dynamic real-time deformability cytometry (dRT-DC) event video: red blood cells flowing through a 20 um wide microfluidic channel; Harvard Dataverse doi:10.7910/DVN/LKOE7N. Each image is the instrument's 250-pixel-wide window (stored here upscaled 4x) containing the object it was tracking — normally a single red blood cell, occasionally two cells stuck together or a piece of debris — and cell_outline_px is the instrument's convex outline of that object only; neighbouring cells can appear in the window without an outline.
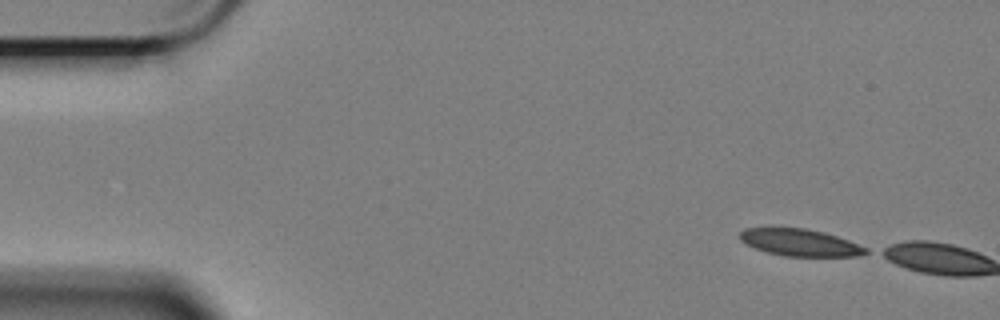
{"species": "Egyptian fruit bat (a non-hibernating species)", "species_latin": "Rousettus aegyptiacus", "temperature_condition": "cold", "stored_images_in_passage": 3, "camera_frame_rate_fps": 3000, "um_per_image_px": 0.085, "animal": {"sex": "female"}, "frame": {"image": 1, "passage_image": 1, "time_ms": 0.0, "image_size_px": [1000, 320], "cell_outline_px": [[868, 252], [860, 256], [784, 256], [768, 252], [756, 248], [740, 240], [740, 232], [744, 228], [804, 228], [824, 232], [848, 240], [868, 248]], "centroid_in_image_um": [68.02, 20.62], "position_along_channel_um": 17.0, "area_um2": 19.59}}